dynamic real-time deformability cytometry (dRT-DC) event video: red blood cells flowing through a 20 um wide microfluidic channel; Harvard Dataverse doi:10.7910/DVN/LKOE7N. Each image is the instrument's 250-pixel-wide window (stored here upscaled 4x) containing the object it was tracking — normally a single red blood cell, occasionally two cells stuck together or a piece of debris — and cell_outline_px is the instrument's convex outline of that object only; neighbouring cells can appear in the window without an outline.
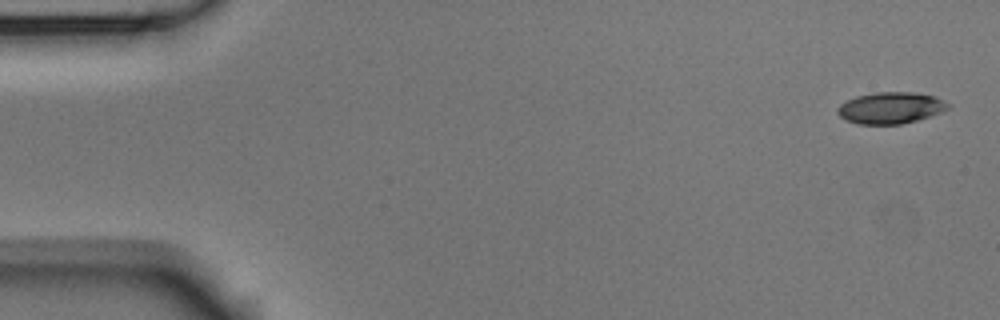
{"species": "Egyptian fruit bat (a non-hibernating species)", "species_latin": "Rousettus aegyptiacus", "temperature_condition": "room temperature", "stored_images_in_passage": 5, "camera_frame_rate_fps": 3000, "um_per_image_px": 0.085, "animal": {"sex": "male"}, "frame": {"image": 1, "passage_image": 1, "time_ms": 0.0, "image_size_px": [1000, 320], "cell_outline_px": [[948, 108], [940, 112], [916, 120], [900, 124], [860, 124], [848, 120], [840, 116], [836, 112], [836, 108], [840, 104], [856, 96], [872, 92], [912, 92], [936, 96], [944, 100], [948, 104]], "centroid_in_image_um": [75.68, 9.15], "position_along_channel_um": 9.3, "area_um2": 20.11}}